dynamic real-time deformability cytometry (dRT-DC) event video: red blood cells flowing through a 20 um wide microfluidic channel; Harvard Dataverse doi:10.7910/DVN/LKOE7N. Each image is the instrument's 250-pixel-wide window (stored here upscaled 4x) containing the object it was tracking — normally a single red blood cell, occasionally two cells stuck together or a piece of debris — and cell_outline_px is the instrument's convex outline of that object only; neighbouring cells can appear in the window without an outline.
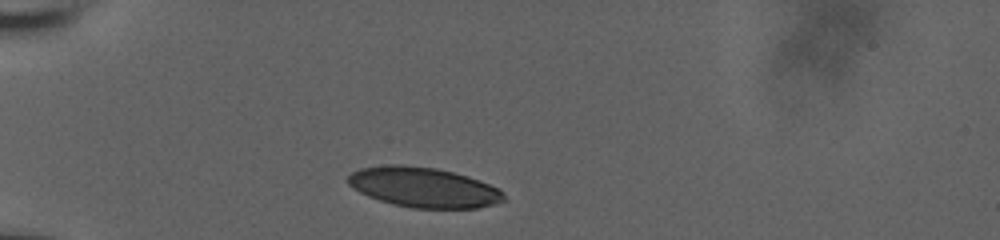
{"species": "human", "species_latin": "Homo sapiens", "temperature_condition": "room temperature", "stored_images_in_passage": 2, "camera_frame_rate_fps": 3000, "um_per_image_px": 0.085, "donor": {"sex": "male"}, "frame": {"image": 1, "passage_image": 1, "time_ms": 0.0, "image_size_px": [1000, 240], "cell_outline_px": [[508, 200], [496, 204], [476, 208], [412, 208], [392, 204], [368, 196], [352, 188], [348, 184], [348, 176], [352, 172], [360, 168], [388, 164], [400, 164], [436, 168], [468, 176], [500, 188], [504, 192]], "centroid_in_image_um": [36.04, 15.92], "position_along_channel_um": 49.0, "area_um2": 36.65}}